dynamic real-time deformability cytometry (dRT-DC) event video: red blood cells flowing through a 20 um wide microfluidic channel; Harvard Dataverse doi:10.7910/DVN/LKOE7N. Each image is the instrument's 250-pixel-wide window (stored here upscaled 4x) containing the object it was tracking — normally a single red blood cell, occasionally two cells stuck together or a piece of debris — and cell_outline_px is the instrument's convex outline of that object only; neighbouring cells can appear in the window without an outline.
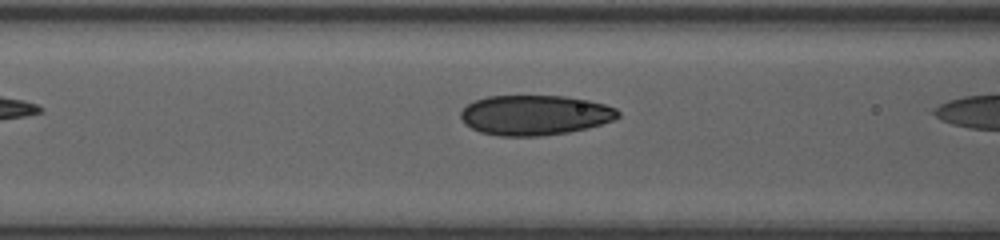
{"species": "human", "species_latin": "Homo sapiens", "temperature_condition": "room temperature", "stored_images_in_passage": 8, "camera_frame_rate_fps": 3000, "um_per_image_px": 0.085, "donor": {"sex": "female"}, "frame": {"image": 1, "passage_image": 7, "time_ms": 2.0, "image_size_px": [1000, 240], "cell_outline_px": [[620, 116], [612, 120], [588, 128], [568, 132], [540, 136], [500, 136], [480, 132], [472, 128], [460, 116], [460, 112], [468, 104], [476, 100], [488, 96], [564, 96], [588, 100], [604, 104], [616, 108], [620, 112]], "centroid_in_image_um": [45.48, 9.78], "position_along_channel_um": 121.1, "area_um2": 36.47}}